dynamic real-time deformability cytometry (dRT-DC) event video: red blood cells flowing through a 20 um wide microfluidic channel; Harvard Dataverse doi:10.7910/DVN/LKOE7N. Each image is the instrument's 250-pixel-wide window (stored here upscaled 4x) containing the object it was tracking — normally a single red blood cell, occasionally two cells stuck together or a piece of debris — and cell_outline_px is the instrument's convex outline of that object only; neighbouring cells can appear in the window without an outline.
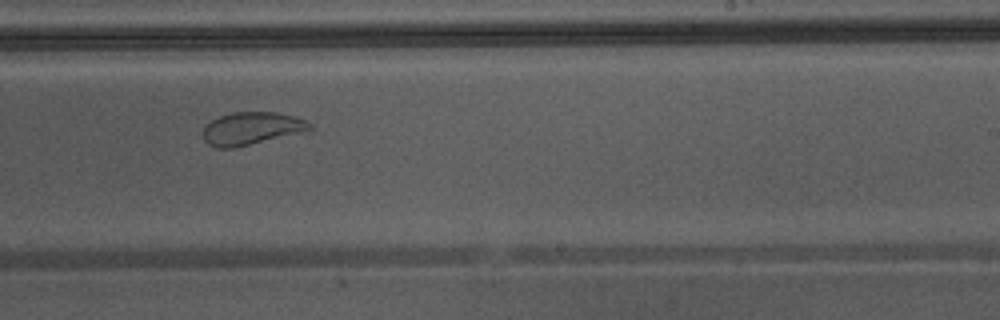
{"species": "Egyptian fruit bat (a non-hibernating species)", "species_latin": "Rousettus aegyptiacus", "temperature_condition": "warm", "stored_images_in_passage": 34, "camera_frame_rate_fps": 3000, "um_per_image_px": 0.085, "animal": {"sex": "male"}, "frame": {"image": 1, "passage_image": 20, "time_ms": 6.333, "image_size_px": [1000, 320], "cell_outline_px": [[312, 128], [232, 148], [220, 148], [208, 144], [204, 140], [204, 128], [212, 120], [220, 116], [232, 112], [276, 112], [292, 116], [304, 120], [312, 124]], "centroid_in_image_um": [21.31, 10.89], "position_along_channel_um": 267.7, "area_um2": 19.42}}